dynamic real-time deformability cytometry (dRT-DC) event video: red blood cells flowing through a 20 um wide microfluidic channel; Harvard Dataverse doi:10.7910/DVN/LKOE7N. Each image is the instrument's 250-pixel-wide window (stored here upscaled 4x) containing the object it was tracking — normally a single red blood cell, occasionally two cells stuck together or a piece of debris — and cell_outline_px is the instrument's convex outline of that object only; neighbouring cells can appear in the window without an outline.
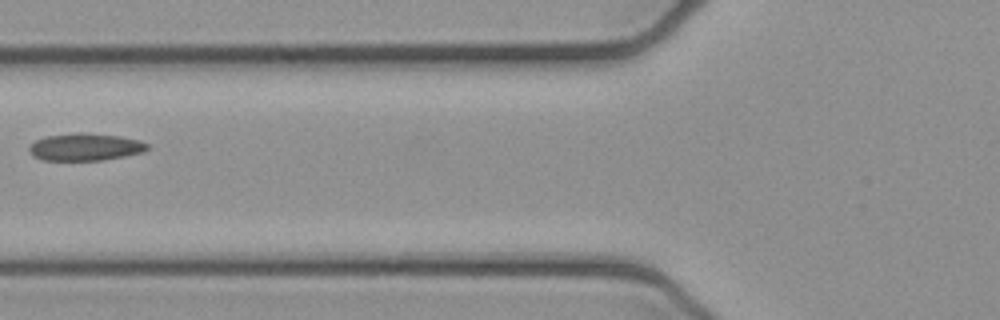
{"species": "common noctule bat (a hibernating species)", "species_latin": "Nyctalus noctula", "temperature_condition": "cold", "stored_images_in_passage": 2, "camera_frame_rate_fps": 3000, "um_per_image_px": 0.085, "animal": {"sex": "female", "body_mass_g": 21.9}, "frame": {"image": 1, "passage_image": 2, "time_ms": 0.333, "image_size_px": [1000, 320], "cell_outline_px": [[148, 148], [144, 152], [104, 160], [44, 160], [32, 156], [28, 148], [36, 140], [44, 136], [76, 132], [120, 136], [140, 140], [148, 144]], "centroid_in_image_um": [7.24, 12.49], "position_along_channel_um": 118.6, "area_um2": 18.84}}